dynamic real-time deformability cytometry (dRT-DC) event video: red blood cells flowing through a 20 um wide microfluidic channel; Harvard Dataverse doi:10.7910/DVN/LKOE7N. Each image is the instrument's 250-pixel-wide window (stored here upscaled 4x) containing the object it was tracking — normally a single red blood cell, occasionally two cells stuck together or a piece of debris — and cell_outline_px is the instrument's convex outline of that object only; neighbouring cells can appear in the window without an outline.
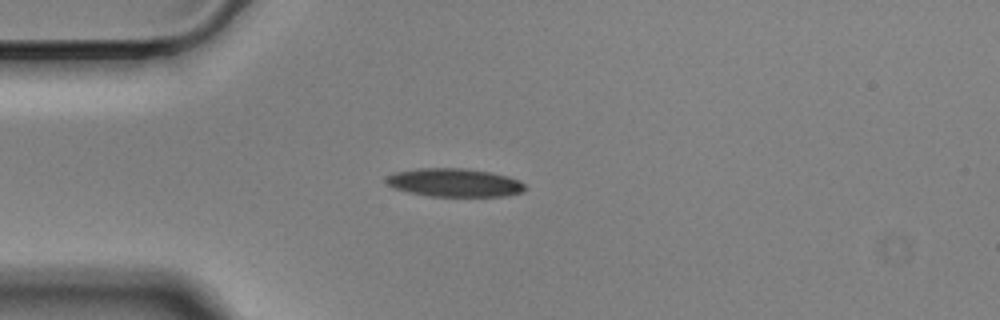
{"species": "Egyptian fruit bat (a non-hibernating species)", "species_latin": "Rousettus aegyptiacus", "temperature_condition": "cold", "stored_images_in_passage": 43, "camera_frame_rate_fps": 3000, "um_per_image_px": 0.085, "animal": {"sex": "male"}, "frame": {"image": 1, "passage_image": 1, "time_ms": 0.0, "image_size_px": [1000, 320], "cell_outline_px": [[528, 188], [524, 192], [504, 196], [432, 196], [412, 192], [396, 188], [388, 184], [384, 180], [388, 176], [396, 172], [416, 168], [468, 168], [508, 176], [520, 180]], "centroid_in_image_um": [38.7, 15.51], "position_along_channel_um": 46.3, "area_um2": 22.83}}
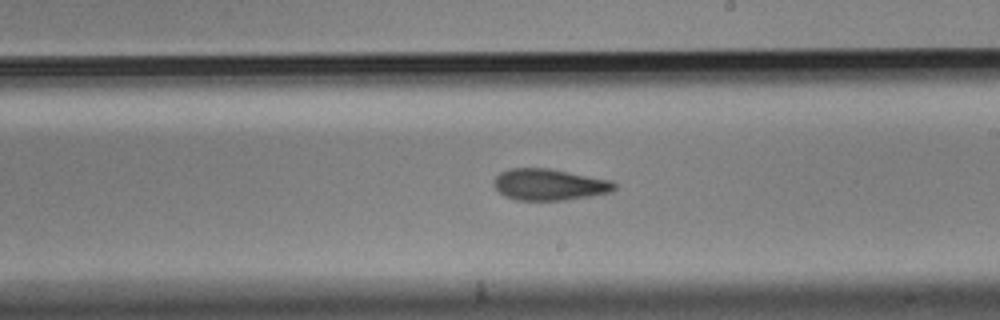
{"frame": {"image": 2, "passage_image": 19, "time_ms": 6.0, "image_size_px": [1000, 320], "cell_outline_px": [[616, 188], [612, 192], [564, 200], [516, 200], [504, 196], [492, 184], [492, 180], [500, 172], [508, 168], [548, 168], [612, 180], [616, 184]], "centroid_in_image_um": [46.66, 15.68], "position_along_channel_um": 242.3, "area_um2": 22.2}}
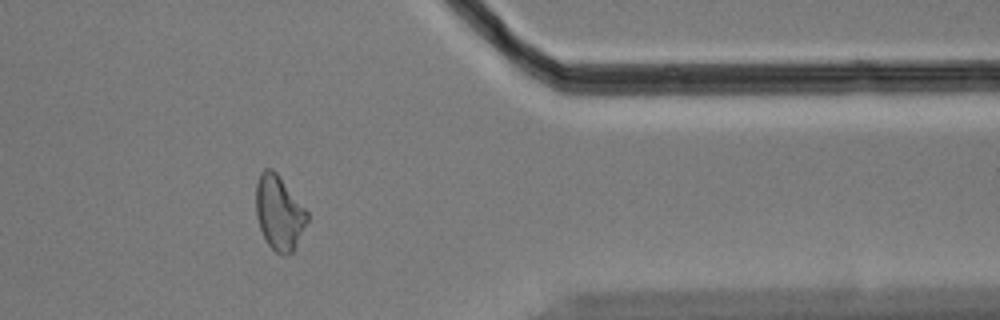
{"frame": {"image": 3, "passage_image": 33, "time_ms": 10.667, "image_size_px": [1000, 320], "cell_outline_px": [[308, 220], [292, 252], [288, 256], [284, 256], [276, 252], [268, 244], [260, 228], [256, 216], [256, 184], [260, 172], [264, 168], [272, 168], [276, 172], [308, 212]], "centroid_in_image_um": [23.71, 18.07], "position_along_channel_um": 387.7, "area_um2": 22.02}, "authors_computed_cell_mechanics": {"area_um2": 22.6576, "velocity_mm_per_s": 3.4952, "shape_relaxation_time_tau1_ms": 5.304, "shape_relaxation_time_tau2_ms": 6.8102, "deformation_change_tau1": 0.172, "deformation_change_tau2": 0.1781}}